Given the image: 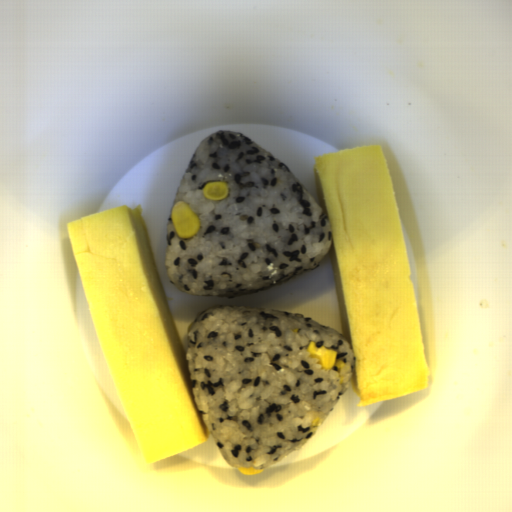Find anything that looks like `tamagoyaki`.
Masks as SVG:
<instances>
[{"label": "tamagoyaki", "mask_w": 512, "mask_h": 512, "mask_svg": "<svg viewBox=\"0 0 512 512\" xmlns=\"http://www.w3.org/2000/svg\"><path fill=\"white\" fill-rule=\"evenodd\" d=\"M314 173L331 225L342 335L355 356L357 409L427 390L422 324L382 144L315 156Z\"/></svg>", "instance_id": "1"}, {"label": "tamagoyaki", "mask_w": 512, "mask_h": 512, "mask_svg": "<svg viewBox=\"0 0 512 512\" xmlns=\"http://www.w3.org/2000/svg\"><path fill=\"white\" fill-rule=\"evenodd\" d=\"M96 334L147 465L210 439L143 206L66 223Z\"/></svg>", "instance_id": "2"}]
</instances>
